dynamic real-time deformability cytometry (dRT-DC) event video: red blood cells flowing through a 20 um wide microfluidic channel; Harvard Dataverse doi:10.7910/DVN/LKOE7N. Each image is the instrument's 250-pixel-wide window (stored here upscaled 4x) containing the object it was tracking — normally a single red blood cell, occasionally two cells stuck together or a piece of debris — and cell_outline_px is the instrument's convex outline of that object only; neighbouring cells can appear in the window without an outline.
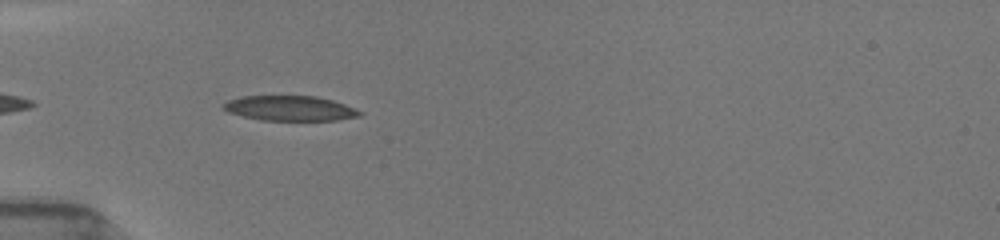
{"species": "common noctule bat (a hibernating species)", "species_latin": "Nyctalus noctula", "temperature_condition": "room temperature", "stored_images_in_passage": 9, "camera_frame_rate_fps": 3000, "um_per_image_px": 0.085, "animal": {"sex": "female", "body_mass_g": 19.5, "forearm_length_mm": 54.1}, "frame": {"image": 1, "passage_image": 3, "time_ms": 0.667, "image_size_px": [1000, 240], "cell_outline_px": [[364, 112], [360, 116], [336, 120], [260, 120], [228, 112], [220, 108], [228, 100], [240, 96], [316, 96], [332, 100], [344, 104]], "centroid_in_image_um": [24.63, 9.2], "position_along_channel_um": 60.4, "area_um2": 19.83}}
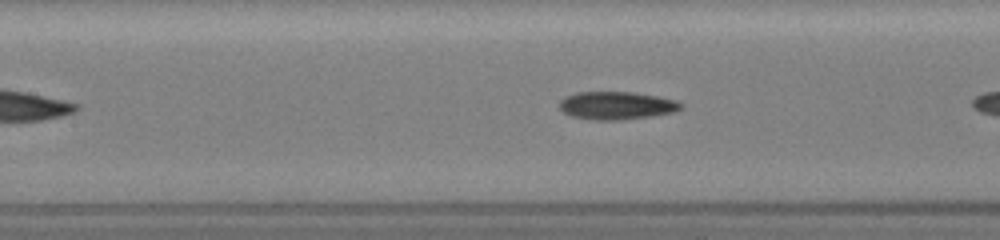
{"frame": {"image": 2, "passage_image": 8, "time_ms": 2.333, "image_size_px": [1000, 240], "cell_outline_px": [[684, 108], [676, 112], [652, 116], [620, 120], [592, 120], [572, 116], [564, 112], [560, 108], [560, 100], [564, 96], [576, 92], [632, 92], [656, 96], [676, 100], [684, 104]], "centroid_in_image_um": [52.44, 8.97], "position_along_channel_um": 155.0, "area_um2": 19.94}}